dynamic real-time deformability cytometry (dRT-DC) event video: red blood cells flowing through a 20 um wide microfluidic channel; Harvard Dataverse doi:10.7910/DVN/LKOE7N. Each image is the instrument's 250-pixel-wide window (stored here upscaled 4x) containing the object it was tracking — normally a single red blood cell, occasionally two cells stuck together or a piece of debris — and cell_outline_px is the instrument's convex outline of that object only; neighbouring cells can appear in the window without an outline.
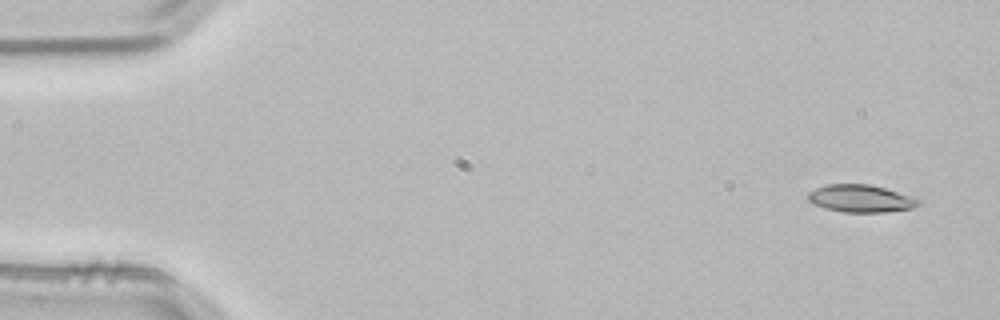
{"species": "common noctule bat (a hibernating species)", "species_latin": "Nyctalus noctula", "temperature_condition": "room temperature", "stored_images_in_passage": 3, "camera_frame_rate_fps": 3000, "um_per_image_px": 0.085, "animal": {"sex": "male", "body_mass_g": 21.5, "forearm_length_mm": 52.0}, "frame": {"image": 1, "passage_image": 1, "time_ms": 0.0, "image_size_px": [1000, 320], "cell_outline_px": [[920, 204], [912, 208], [884, 212], [844, 212], [824, 208], [808, 200], [808, 192], [816, 188], [828, 184], [868, 184], [916, 196], [920, 200]], "centroid_in_image_um": [73.2, 16.87], "position_along_channel_um": 11.8, "area_um2": 17.69}}